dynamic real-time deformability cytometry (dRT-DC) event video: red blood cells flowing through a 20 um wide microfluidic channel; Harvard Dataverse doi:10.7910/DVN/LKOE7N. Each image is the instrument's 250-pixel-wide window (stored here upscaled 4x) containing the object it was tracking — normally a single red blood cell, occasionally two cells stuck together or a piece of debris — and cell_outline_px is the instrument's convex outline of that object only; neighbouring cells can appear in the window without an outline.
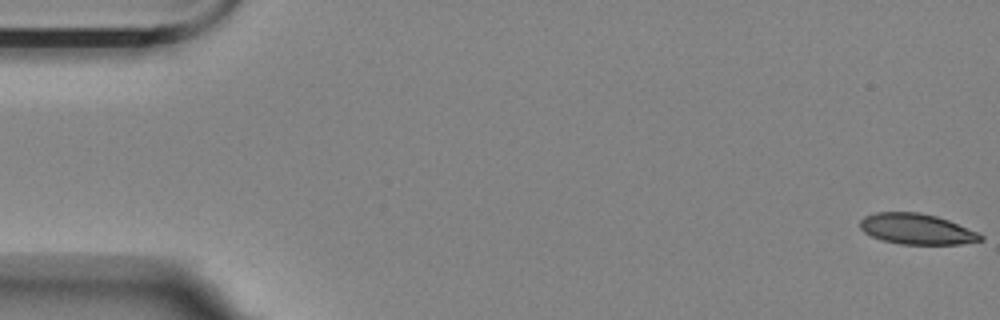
{"species": "Egyptian fruit bat (a non-hibernating species)", "species_latin": "Rousettus aegyptiacus", "temperature_condition": "room temperature", "stored_images_in_passage": 56, "camera_frame_rate_fps": 3000, "um_per_image_px": 0.085, "animal": {"sex": "female"}, "frame": {"image": 1, "passage_image": 1, "time_ms": 0.0, "image_size_px": [1000, 320], "cell_outline_px": [[984, 240], [960, 244], [900, 244], [880, 240], [864, 232], [860, 228], [860, 220], [864, 216], [876, 212], [920, 212], [936, 216], [948, 220], [976, 232], [984, 236]], "centroid_in_image_um": [77.89, 19.47], "position_along_channel_um": 7.1, "area_um2": 21.5}}
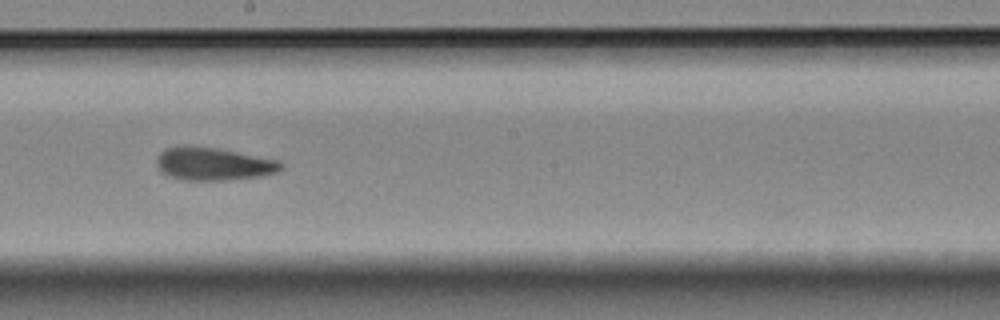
{"frame": {"image": 2, "passage_image": 32, "time_ms": 10.333, "image_size_px": [1000, 320], "cell_outline_px": [[284, 168], [276, 172], [260, 176], [224, 180], [180, 180], [160, 172], [156, 164], [156, 160], [160, 152], [164, 148], [176, 144], [192, 144], [216, 148], [280, 160], [284, 164]], "centroid_in_image_um": [18.08, 13.9], "position_along_channel_um": 230.1, "area_um2": 24.39}}
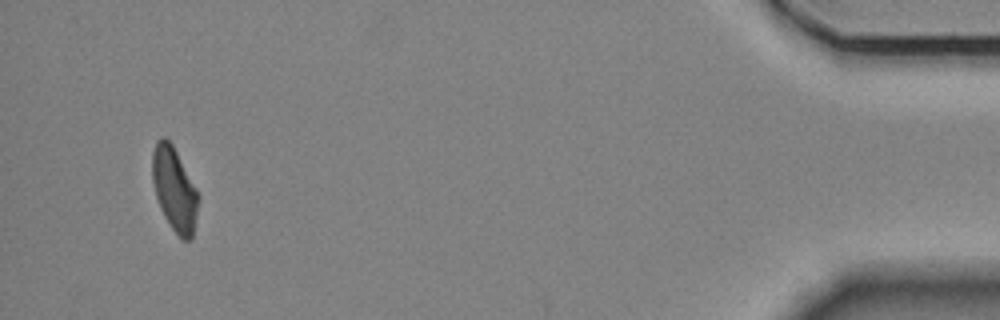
{"frame": {"image": 3, "passage_image": 55, "time_ms": 18.0, "image_size_px": [1000, 320], "cell_outline_px": [[200, 196], [192, 240], [184, 240], [172, 228], [164, 216], [160, 208], [156, 196], [152, 180], [152, 152], [156, 140], [160, 136], [164, 136], [172, 144], [196, 188]], "centroid_in_image_um": [14.82, 16.07], "position_along_channel_um": 420.4, "area_um2": 22.43}}